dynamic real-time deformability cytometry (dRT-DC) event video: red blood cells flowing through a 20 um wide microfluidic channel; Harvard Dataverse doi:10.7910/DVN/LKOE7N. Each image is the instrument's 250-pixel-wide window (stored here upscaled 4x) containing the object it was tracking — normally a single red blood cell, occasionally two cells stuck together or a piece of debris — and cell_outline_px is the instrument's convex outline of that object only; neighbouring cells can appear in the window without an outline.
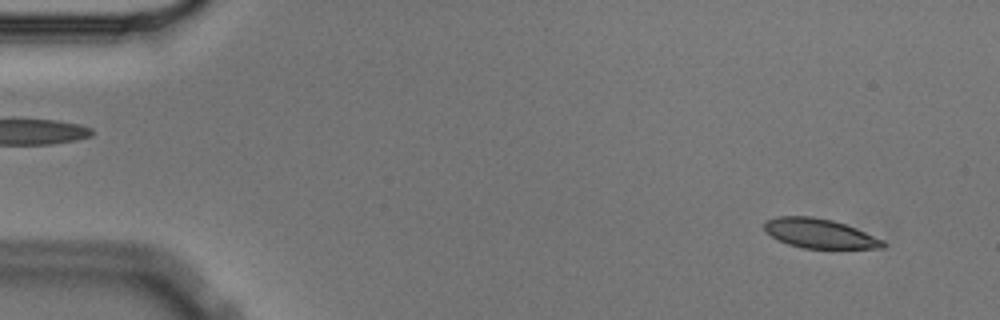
{"species": "Egyptian fruit bat (a non-hibernating species)", "species_latin": "Rousettus aegyptiacus", "temperature_condition": "cold", "stored_images_in_passage": 56, "camera_frame_rate_fps": 3000, "um_per_image_px": 0.085, "animal": {"sex": "male"}, "frame": {"image": 1, "passage_image": 4, "time_ms": 1.0, "image_size_px": [1000, 320], "cell_outline_px": [[888, 244], [884, 248], [804, 248], [788, 244], [776, 240], [764, 232], [764, 220], [776, 216], [812, 216], [832, 220], [856, 228], [884, 240]], "centroid_in_image_um": [69.62, 19.84], "position_along_channel_um": 15.4, "area_um2": 20.58}}
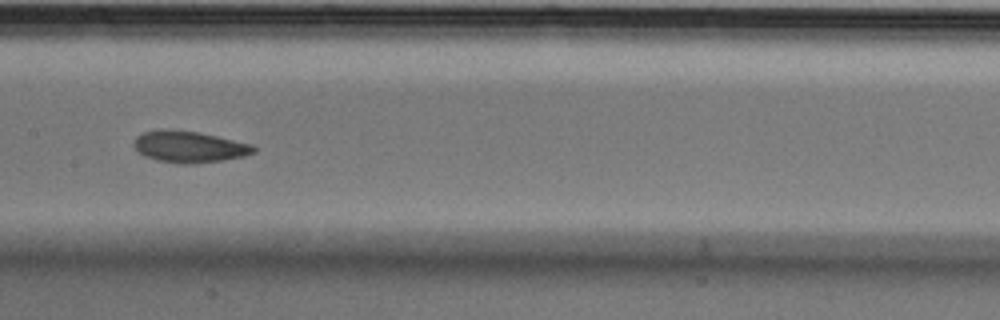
{"frame": {"image": 2, "passage_image": 28, "time_ms": 9.0, "image_size_px": [1000, 320], "cell_outline_px": [[256, 152], [244, 156], [224, 160], [196, 164], [176, 164], [156, 160], [144, 156], [132, 144], [136, 136], [144, 132], [160, 128], [168, 128], [196, 132], [216, 136], [252, 144], [256, 148]], "centroid_in_image_um": [16.06, 12.48], "position_along_channel_um": 191.3, "area_um2": 22.25}}
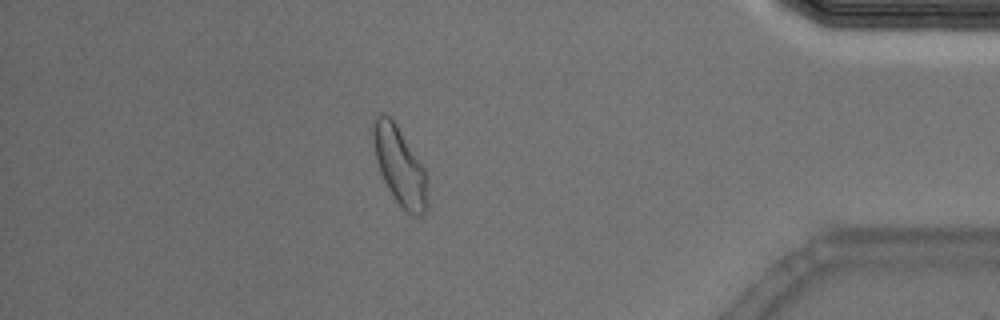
{"frame": {"image": 3, "passage_image": 49, "time_ms": 16.0, "image_size_px": [1000, 320], "cell_outline_px": [[428, 208], [420, 216], [412, 216], [396, 200], [388, 188], [380, 172], [376, 160], [372, 144], [372, 124], [376, 116], [380, 112], [384, 112], [396, 124], [424, 168], [428, 200]], "centroid_in_image_um": [33.95, 14.09], "position_along_channel_um": 401.3, "area_um2": 24.51}, "authors_computed_cell_mechanics": {"area_um2": 21.675, "velocity_mm_per_s": 3.5422, "shape_relaxation_time_tau1_ms": 3.7028, "shape_relaxation_time_tau2_ms": 3.1639, "deformation_change_tau1": 0.1012, "deformation_change_tau2": 0.0805}}